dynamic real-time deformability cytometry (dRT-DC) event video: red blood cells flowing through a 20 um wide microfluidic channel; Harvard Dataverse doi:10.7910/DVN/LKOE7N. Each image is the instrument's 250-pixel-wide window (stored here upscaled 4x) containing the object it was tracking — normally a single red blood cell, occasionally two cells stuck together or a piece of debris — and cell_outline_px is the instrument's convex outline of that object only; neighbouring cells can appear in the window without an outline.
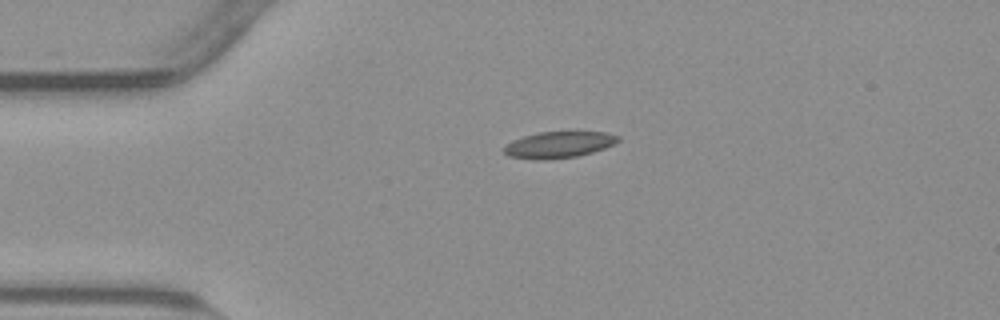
{"species": "common noctule bat (a hibernating species)", "species_latin": "Nyctalus noctula", "temperature_condition": "warm", "stored_images_in_passage": 43, "camera_frame_rate_fps": 3000, "um_per_image_px": 0.085, "animal": {"sex": "male", "body_mass_g": 23.1, "forearm_length_mm": 52.7}, "frame": {"image": 1, "passage_image": 1, "time_ms": 0.0, "image_size_px": [1000, 320], "cell_outline_px": [[620, 140], [604, 148], [592, 152], [576, 156], [536, 160], [508, 156], [504, 152], [504, 144], [512, 140], [524, 136], [540, 132], [608, 132], [620, 136]], "centroid_in_image_um": [47.47, 12.29], "position_along_channel_um": 37.5, "area_um2": 17.4}}
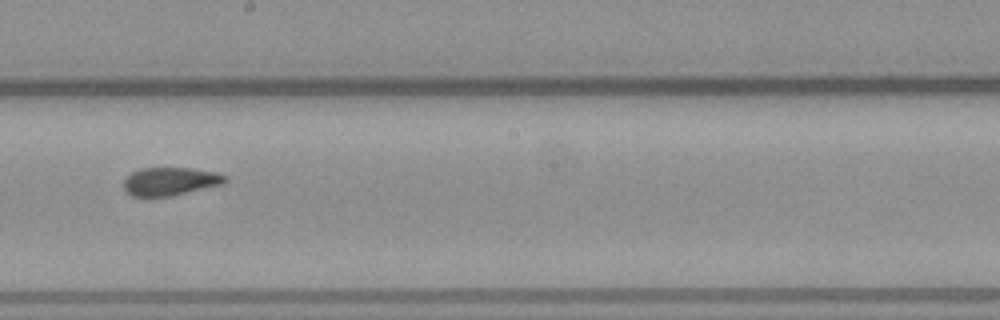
{"frame": {"image": 2, "passage_image": 19, "time_ms": 6.0, "image_size_px": [1000, 320], "cell_outline_px": [[228, 180], [220, 184], [168, 196], [132, 196], [124, 188], [124, 180], [132, 172], [140, 168], [192, 168], [216, 172], [228, 176]], "centroid_in_image_um": [14.46, 15.39], "position_along_channel_um": 233.7, "area_um2": 16.3}}
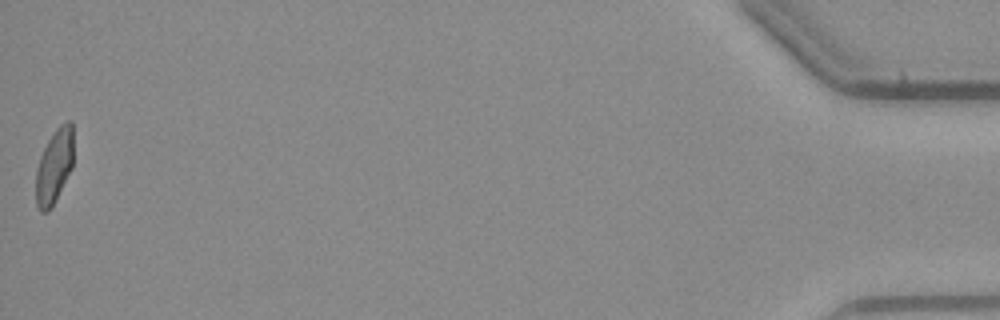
{"frame": {"image": 3, "passage_image": 43, "time_ms": 14.0, "image_size_px": [1000, 320], "cell_outline_px": [[72, 168], [52, 208], [48, 212], [40, 212], [36, 204], [36, 172], [40, 156], [48, 140], [56, 128], [60, 124], [68, 120], [72, 120]], "centroid_in_image_um": [4.6, 14.16], "position_along_channel_um": 430.6, "area_um2": 16.3}, "authors_computed_cell_mechanics": {"area_um2": 17.2244, "velocity_mm_per_s": 3.797, "shape_relaxation_time_tau1_ms": null, "shape_relaxation_time_tau2_ms": 1.6902, "deformation_change_tau1": null, "deformation_change_tau2": 0.0692}}